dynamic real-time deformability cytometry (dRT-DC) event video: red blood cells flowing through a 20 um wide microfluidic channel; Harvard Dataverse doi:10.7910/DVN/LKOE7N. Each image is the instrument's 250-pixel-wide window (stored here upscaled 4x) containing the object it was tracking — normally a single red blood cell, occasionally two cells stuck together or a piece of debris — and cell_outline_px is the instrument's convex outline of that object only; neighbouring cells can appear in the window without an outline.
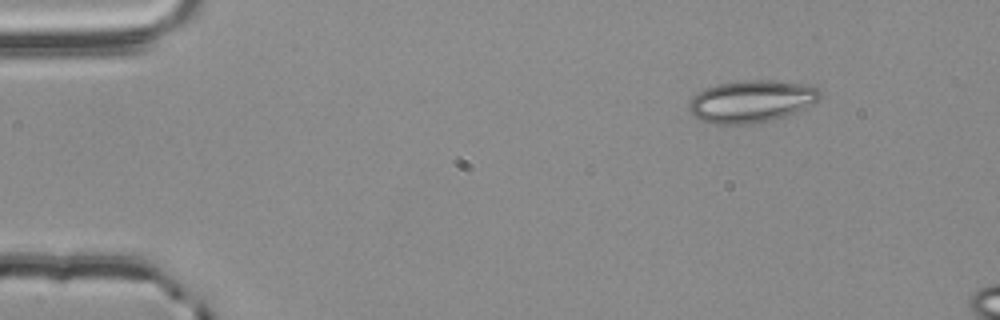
{"species": "common noctule bat (a hibernating species)", "species_latin": "Nyctalus noctula", "temperature_condition": "room temperature", "stored_images_in_passage": 8, "camera_frame_rate_fps": 3000, "um_per_image_px": 0.085, "animal": {"sex": "male", "body_mass_g": 20.4}, "frame": {"image": 1, "passage_image": 1, "time_ms": 0.0, "image_size_px": [1000, 320], "cell_outline_px": [[820, 100], [812, 104], [784, 116], [772, 120], [748, 124], [716, 124], [700, 120], [692, 116], [688, 108], [688, 104], [692, 96], [704, 88], [716, 84], [740, 80], [772, 80], [804, 84], [820, 88]], "centroid_in_image_um": [63.82, 8.6], "position_along_channel_um": 21.2, "area_um2": 32.43}}